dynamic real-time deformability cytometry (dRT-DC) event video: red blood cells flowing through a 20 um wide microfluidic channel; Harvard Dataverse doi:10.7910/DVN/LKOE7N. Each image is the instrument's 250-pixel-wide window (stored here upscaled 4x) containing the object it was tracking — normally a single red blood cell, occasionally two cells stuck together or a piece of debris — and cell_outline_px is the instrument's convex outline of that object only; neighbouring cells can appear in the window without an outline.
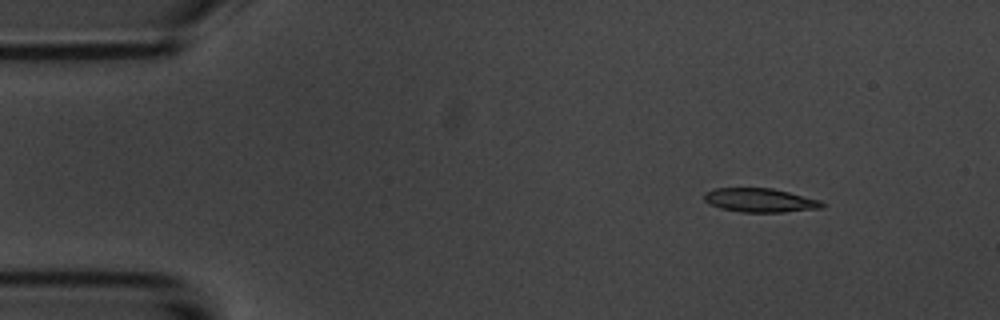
{"species": "common noctule bat (a hibernating species)", "species_latin": "Nyctalus noctula", "temperature_condition": "room temperature", "stored_images_in_passage": 7, "camera_frame_rate_fps": 3000, "um_per_image_px": 0.085, "animal": {"sex": "male", "body_mass_g": 20.1, "forearm_length_mm": 53.5}, "frame": {"image": 1, "passage_image": 1, "time_ms": 0.0, "image_size_px": [1000, 320], "cell_outline_px": [[828, 204], [824, 208], [784, 212], [740, 212], [720, 208], [708, 204], [704, 200], [704, 192], [716, 188], [772, 188], [820, 200]], "centroid_in_image_um": [64.62, 17.03], "position_along_channel_um": 20.4, "area_um2": 16.59}}